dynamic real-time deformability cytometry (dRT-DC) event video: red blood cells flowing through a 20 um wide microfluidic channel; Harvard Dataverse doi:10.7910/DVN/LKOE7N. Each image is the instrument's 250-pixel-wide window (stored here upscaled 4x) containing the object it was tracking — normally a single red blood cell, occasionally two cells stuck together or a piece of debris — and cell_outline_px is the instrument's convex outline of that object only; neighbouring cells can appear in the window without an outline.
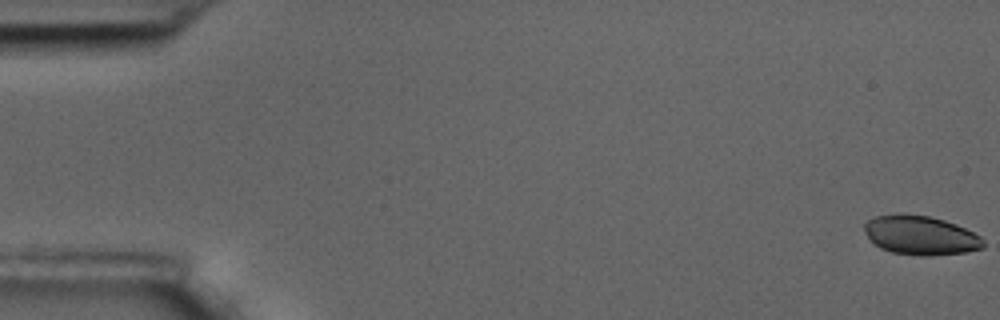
{"species": "common noctule bat (a hibernating species)", "species_latin": "Nyctalus noctula", "temperature_condition": "room temperature", "stored_images_in_passage": 60, "camera_frame_rate_fps": 3000, "um_per_image_px": 0.085, "animal": {"sex": "male", "body_mass_g": 17.5, "forearm_length_mm": 52.3}, "frame": {"image": 1, "passage_image": 1, "time_ms": 0.0, "image_size_px": [1000, 320], "cell_outline_px": [[984, 248], [964, 252], [928, 256], [920, 256], [892, 252], [880, 248], [872, 244], [864, 232], [864, 224], [868, 220], [876, 216], [896, 212], [928, 216], [944, 220], [956, 224], [980, 236], [984, 240]], "centroid_in_image_um": [78.2, 19.99], "position_along_channel_um": 6.8, "area_um2": 27.4}}
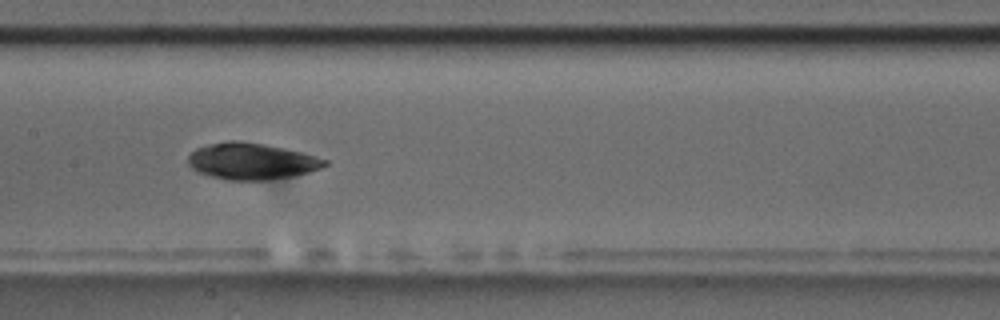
{"frame": {"image": 2, "passage_image": 30, "time_ms": 9.667, "image_size_px": [1000, 320], "cell_outline_px": [[328, 164], [320, 168], [308, 172], [292, 176], [272, 180], [228, 180], [196, 172], [188, 164], [188, 156], [196, 148], [208, 144], [228, 140], [240, 140], [264, 144], [304, 152], [328, 160]], "centroid_in_image_um": [21.38, 13.7], "position_along_channel_um": 186.0, "area_um2": 29.25}}
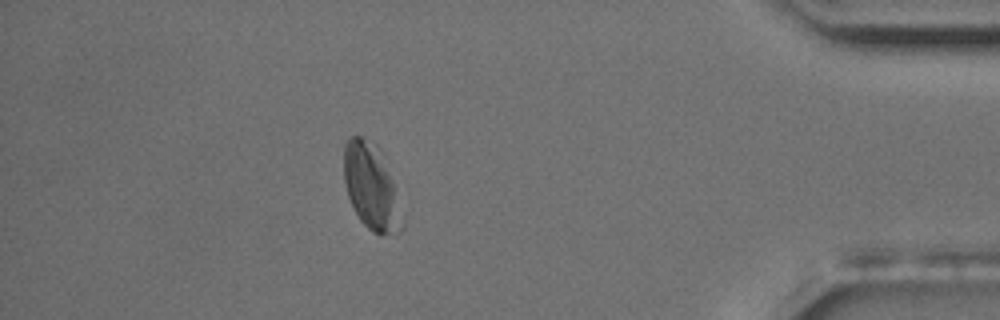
{"frame": {"image": 3, "passage_image": 53, "time_ms": 17.333, "image_size_px": [1000, 320], "cell_outline_px": [[404, 228], [400, 232], [372, 232], [360, 220], [348, 196], [344, 180], [344, 144], [348, 136], [364, 136], [376, 144], [384, 152], [392, 180], [404, 224]], "centroid_in_image_um": [31.54, 15.79], "position_along_channel_um": 403.7, "area_um2": 29.07}, "authors_computed_cell_mechanics": {"area_um2": 28.6688, "velocity_mm_per_s": 3.4095, "shape_relaxation_time_tau1_ms": null, "shape_relaxation_time_tau2_ms": 6.7449, "deformation_change_tau1": null, "deformation_change_tau2": 0.0869}}